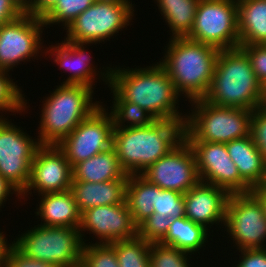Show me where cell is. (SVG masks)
I'll list each match as a JSON object with an SVG mask.
<instances>
[{
    "label": "cell",
    "instance_id": "obj_16",
    "mask_svg": "<svg viewBox=\"0 0 266 267\" xmlns=\"http://www.w3.org/2000/svg\"><path fill=\"white\" fill-rule=\"evenodd\" d=\"M72 180V166L58 146L41 145L34 155L29 183L21 193V199L32 194L31 190L38 192L39 197L45 193L70 190Z\"/></svg>",
    "mask_w": 266,
    "mask_h": 267
},
{
    "label": "cell",
    "instance_id": "obj_30",
    "mask_svg": "<svg viewBox=\"0 0 266 267\" xmlns=\"http://www.w3.org/2000/svg\"><path fill=\"white\" fill-rule=\"evenodd\" d=\"M96 0H58L56 5L42 18L45 27L60 24L66 29L70 24Z\"/></svg>",
    "mask_w": 266,
    "mask_h": 267
},
{
    "label": "cell",
    "instance_id": "obj_38",
    "mask_svg": "<svg viewBox=\"0 0 266 267\" xmlns=\"http://www.w3.org/2000/svg\"><path fill=\"white\" fill-rule=\"evenodd\" d=\"M5 267H59V266L25 256L13 245L8 254Z\"/></svg>",
    "mask_w": 266,
    "mask_h": 267
},
{
    "label": "cell",
    "instance_id": "obj_40",
    "mask_svg": "<svg viewBox=\"0 0 266 267\" xmlns=\"http://www.w3.org/2000/svg\"><path fill=\"white\" fill-rule=\"evenodd\" d=\"M22 14L11 0H0V26L16 20Z\"/></svg>",
    "mask_w": 266,
    "mask_h": 267
},
{
    "label": "cell",
    "instance_id": "obj_43",
    "mask_svg": "<svg viewBox=\"0 0 266 267\" xmlns=\"http://www.w3.org/2000/svg\"><path fill=\"white\" fill-rule=\"evenodd\" d=\"M6 237L4 236L3 232L0 231V267H5L8 254L10 252V249L13 247L12 244H7Z\"/></svg>",
    "mask_w": 266,
    "mask_h": 267
},
{
    "label": "cell",
    "instance_id": "obj_44",
    "mask_svg": "<svg viewBox=\"0 0 266 267\" xmlns=\"http://www.w3.org/2000/svg\"><path fill=\"white\" fill-rule=\"evenodd\" d=\"M251 192L259 199L260 203L263 206L264 215L266 217V187L261 185L253 188Z\"/></svg>",
    "mask_w": 266,
    "mask_h": 267
},
{
    "label": "cell",
    "instance_id": "obj_18",
    "mask_svg": "<svg viewBox=\"0 0 266 267\" xmlns=\"http://www.w3.org/2000/svg\"><path fill=\"white\" fill-rule=\"evenodd\" d=\"M229 195L223 188L199 181L184 193L185 217L207 230L220 222L224 225Z\"/></svg>",
    "mask_w": 266,
    "mask_h": 267
},
{
    "label": "cell",
    "instance_id": "obj_26",
    "mask_svg": "<svg viewBox=\"0 0 266 267\" xmlns=\"http://www.w3.org/2000/svg\"><path fill=\"white\" fill-rule=\"evenodd\" d=\"M155 199L156 184L150 183L141 174L129 175L125 201L137 226L154 213Z\"/></svg>",
    "mask_w": 266,
    "mask_h": 267
},
{
    "label": "cell",
    "instance_id": "obj_45",
    "mask_svg": "<svg viewBox=\"0 0 266 267\" xmlns=\"http://www.w3.org/2000/svg\"><path fill=\"white\" fill-rule=\"evenodd\" d=\"M13 4L23 13L29 14L32 0H11Z\"/></svg>",
    "mask_w": 266,
    "mask_h": 267
},
{
    "label": "cell",
    "instance_id": "obj_8",
    "mask_svg": "<svg viewBox=\"0 0 266 267\" xmlns=\"http://www.w3.org/2000/svg\"><path fill=\"white\" fill-rule=\"evenodd\" d=\"M130 0H96L71 24L65 37L69 42L99 44L129 26L134 16Z\"/></svg>",
    "mask_w": 266,
    "mask_h": 267
},
{
    "label": "cell",
    "instance_id": "obj_12",
    "mask_svg": "<svg viewBox=\"0 0 266 267\" xmlns=\"http://www.w3.org/2000/svg\"><path fill=\"white\" fill-rule=\"evenodd\" d=\"M184 139L194 153L200 181L223 188L229 194L251 192L229 157L226 144L194 141L185 131Z\"/></svg>",
    "mask_w": 266,
    "mask_h": 267
},
{
    "label": "cell",
    "instance_id": "obj_25",
    "mask_svg": "<svg viewBox=\"0 0 266 267\" xmlns=\"http://www.w3.org/2000/svg\"><path fill=\"white\" fill-rule=\"evenodd\" d=\"M209 231L202 225L196 224L188 218L172 219L171 225L161 244L173 246L186 253H199L198 250L205 246Z\"/></svg>",
    "mask_w": 266,
    "mask_h": 267
},
{
    "label": "cell",
    "instance_id": "obj_31",
    "mask_svg": "<svg viewBox=\"0 0 266 267\" xmlns=\"http://www.w3.org/2000/svg\"><path fill=\"white\" fill-rule=\"evenodd\" d=\"M8 72L0 69V112L22 113L26 110L27 100L19 86L10 79ZM0 117L5 116L1 114Z\"/></svg>",
    "mask_w": 266,
    "mask_h": 267
},
{
    "label": "cell",
    "instance_id": "obj_22",
    "mask_svg": "<svg viewBox=\"0 0 266 267\" xmlns=\"http://www.w3.org/2000/svg\"><path fill=\"white\" fill-rule=\"evenodd\" d=\"M39 207L36 208L40 216L39 225L53 227L79 228L81 213L70 190L64 192L45 193L40 197Z\"/></svg>",
    "mask_w": 266,
    "mask_h": 267
},
{
    "label": "cell",
    "instance_id": "obj_17",
    "mask_svg": "<svg viewBox=\"0 0 266 267\" xmlns=\"http://www.w3.org/2000/svg\"><path fill=\"white\" fill-rule=\"evenodd\" d=\"M81 238L83 231L94 234L100 244L128 240L137 236V225L125 202L117 205L96 206L81 213L79 227ZM83 233V234H82Z\"/></svg>",
    "mask_w": 266,
    "mask_h": 267
},
{
    "label": "cell",
    "instance_id": "obj_29",
    "mask_svg": "<svg viewBox=\"0 0 266 267\" xmlns=\"http://www.w3.org/2000/svg\"><path fill=\"white\" fill-rule=\"evenodd\" d=\"M110 244L115 248L119 267H150V242L136 236Z\"/></svg>",
    "mask_w": 266,
    "mask_h": 267
},
{
    "label": "cell",
    "instance_id": "obj_28",
    "mask_svg": "<svg viewBox=\"0 0 266 267\" xmlns=\"http://www.w3.org/2000/svg\"><path fill=\"white\" fill-rule=\"evenodd\" d=\"M113 107L111 115L114 128H137L151 125L156 119L145 109L137 104L123 100L112 88ZM127 121V122H126ZM129 123V125L124 123Z\"/></svg>",
    "mask_w": 266,
    "mask_h": 267
},
{
    "label": "cell",
    "instance_id": "obj_33",
    "mask_svg": "<svg viewBox=\"0 0 266 267\" xmlns=\"http://www.w3.org/2000/svg\"><path fill=\"white\" fill-rule=\"evenodd\" d=\"M80 267H119L115 248L109 243H85Z\"/></svg>",
    "mask_w": 266,
    "mask_h": 267
},
{
    "label": "cell",
    "instance_id": "obj_14",
    "mask_svg": "<svg viewBox=\"0 0 266 267\" xmlns=\"http://www.w3.org/2000/svg\"><path fill=\"white\" fill-rule=\"evenodd\" d=\"M45 25L40 17L22 14L0 26V69L10 71L15 65L36 57L43 43ZM43 28V29H42ZM27 59V60H26ZM29 59V60H28Z\"/></svg>",
    "mask_w": 266,
    "mask_h": 267
},
{
    "label": "cell",
    "instance_id": "obj_21",
    "mask_svg": "<svg viewBox=\"0 0 266 267\" xmlns=\"http://www.w3.org/2000/svg\"><path fill=\"white\" fill-rule=\"evenodd\" d=\"M226 149L241 178L252 189L264 184L266 161L251 135L226 143Z\"/></svg>",
    "mask_w": 266,
    "mask_h": 267
},
{
    "label": "cell",
    "instance_id": "obj_19",
    "mask_svg": "<svg viewBox=\"0 0 266 267\" xmlns=\"http://www.w3.org/2000/svg\"><path fill=\"white\" fill-rule=\"evenodd\" d=\"M86 45L88 43L62 40L61 43H57L55 46L51 45L50 49H45L46 52L44 53H50L51 57L54 56L53 60L59 65V69L71 72L70 76L61 84L85 85L94 89L93 84L96 79L97 69L92 64L91 56L87 54Z\"/></svg>",
    "mask_w": 266,
    "mask_h": 267
},
{
    "label": "cell",
    "instance_id": "obj_32",
    "mask_svg": "<svg viewBox=\"0 0 266 267\" xmlns=\"http://www.w3.org/2000/svg\"><path fill=\"white\" fill-rule=\"evenodd\" d=\"M189 257L191 254L173 246L160 242L150 243V267H190Z\"/></svg>",
    "mask_w": 266,
    "mask_h": 267
},
{
    "label": "cell",
    "instance_id": "obj_9",
    "mask_svg": "<svg viewBox=\"0 0 266 267\" xmlns=\"http://www.w3.org/2000/svg\"><path fill=\"white\" fill-rule=\"evenodd\" d=\"M186 37L219 50L239 47L237 0H199Z\"/></svg>",
    "mask_w": 266,
    "mask_h": 267
},
{
    "label": "cell",
    "instance_id": "obj_4",
    "mask_svg": "<svg viewBox=\"0 0 266 267\" xmlns=\"http://www.w3.org/2000/svg\"><path fill=\"white\" fill-rule=\"evenodd\" d=\"M159 64L171 78L179 95L189 102L203 99L207 93L219 53L216 47L187 37L171 38Z\"/></svg>",
    "mask_w": 266,
    "mask_h": 267
},
{
    "label": "cell",
    "instance_id": "obj_1",
    "mask_svg": "<svg viewBox=\"0 0 266 267\" xmlns=\"http://www.w3.org/2000/svg\"><path fill=\"white\" fill-rule=\"evenodd\" d=\"M147 67H103L105 71L99 75L123 100L139 105L156 120L185 123L186 115L180 113L176 105L180 95L165 69L158 62Z\"/></svg>",
    "mask_w": 266,
    "mask_h": 267
},
{
    "label": "cell",
    "instance_id": "obj_36",
    "mask_svg": "<svg viewBox=\"0 0 266 267\" xmlns=\"http://www.w3.org/2000/svg\"><path fill=\"white\" fill-rule=\"evenodd\" d=\"M250 135L266 161V106L253 110Z\"/></svg>",
    "mask_w": 266,
    "mask_h": 267
},
{
    "label": "cell",
    "instance_id": "obj_41",
    "mask_svg": "<svg viewBox=\"0 0 266 267\" xmlns=\"http://www.w3.org/2000/svg\"><path fill=\"white\" fill-rule=\"evenodd\" d=\"M58 2V0H32L29 15L43 18Z\"/></svg>",
    "mask_w": 266,
    "mask_h": 267
},
{
    "label": "cell",
    "instance_id": "obj_15",
    "mask_svg": "<svg viewBox=\"0 0 266 267\" xmlns=\"http://www.w3.org/2000/svg\"><path fill=\"white\" fill-rule=\"evenodd\" d=\"M141 175L164 190L183 194L200 181L194 153L185 139Z\"/></svg>",
    "mask_w": 266,
    "mask_h": 267
},
{
    "label": "cell",
    "instance_id": "obj_7",
    "mask_svg": "<svg viewBox=\"0 0 266 267\" xmlns=\"http://www.w3.org/2000/svg\"><path fill=\"white\" fill-rule=\"evenodd\" d=\"M13 241L25 256L59 267H79L83 245L79 228L35 225Z\"/></svg>",
    "mask_w": 266,
    "mask_h": 267
},
{
    "label": "cell",
    "instance_id": "obj_5",
    "mask_svg": "<svg viewBox=\"0 0 266 267\" xmlns=\"http://www.w3.org/2000/svg\"><path fill=\"white\" fill-rule=\"evenodd\" d=\"M44 99L39 143L57 145L102 104L93 102L94 90L85 85L61 84ZM100 103V104H99Z\"/></svg>",
    "mask_w": 266,
    "mask_h": 267
},
{
    "label": "cell",
    "instance_id": "obj_11",
    "mask_svg": "<svg viewBox=\"0 0 266 267\" xmlns=\"http://www.w3.org/2000/svg\"><path fill=\"white\" fill-rule=\"evenodd\" d=\"M17 127L0 117V176L21 194L29 183L31 164L41 144Z\"/></svg>",
    "mask_w": 266,
    "mask_h": 267
},
{
    "label": "cell",
    "instance_id": "obj_6",
    "mask_svg": "<svg viewBox=\"0 0 266 267\" xmlns=\"http://www.w3.org/2000/svg\"><path fill=\"white\" fill-rule=\"evenodd\" d=\"M190 104L194 108L186 114L184 131L194 141L226 144L250 135L252 110L217 106L204 99Z\"/></svg>",
    "mask_w": 266,
    "mask_h": 267
},
{
    "label": "cell",
    "instance_id": "obj_13",
    "mask_svg": "<svg viewBox=\"0 0 266 267\" xmlns=\"http://www.w3.org/2000/svg\"><path fill=\"white\" fill-rule=\"evenodd\" d=\"M106 110L101 105L57 144L72 167L112 146L114 122Z\"/></svg>",
    "mask_w": 266,
    "mask_h": 267
},
{
    "label": "cell",
    "instance_id": "obj_3",
    "mask_svg": "<svg viewBox=\"0 0 266 267\" xmlns=\"http://www.w3.org/2000/svg\"><path fill=\"white\" fill-rule=\"evenodd\" d=\"M205 101L224 107L255 110L262 106V83L240 48L220 50Z\"/></svg>",
    "mask_w": 266,
    "mask_h": 267
},
{
    "label": "cell",
    "instance_id": "obj_42",
    "mask_svg": "<svg viewBox=\"0 0 266 267\" xmlns=\"http://www.w3.org/2000/svg\"><path fill=\"white\" fill-rule=\"evenodd\" d=\"M12 191V192H11ZM16 194L18 198L21 199V194L16 188H14L8 181L0 176V208L6 202L9 197V194Z\"/></svg>",
    "mask_w": 266,
    "mask_h": 267
},
{
    "label": "cell",
    "instance_id": "obj_20",
    "mask_svg": "<svg viewBox=\"0 0 266 267\" xmlns=\"http://www.w3.org/2000/svg\"><path fill=\"white\" fill-rule=\"evenodd\" d=\"M127 181L128 178L100 183L72 181L70 192L76 201L78 211L82 213L96 206L125 202Z\"/></svg>",
    "mask_w": 266,
    "mask_h": 267
},
{
    "label": "cell",
    "instance_id": "obj_10",
    "mask_svg": "<svg viewBox=\"0 0 266 267\" xmlns=\"http://www.w3.org/2000/svg\"><path fill=\"white\" fill-rule=\"evenodd\" d=\"M224 229L236 249L266 248V217L259 199L252 193H232L227 200Z\"/></svg>",
    "mask_w": 266,
    "mask_h": 267
},
{
    "label": "cell",
    "instance_id": "obj_2",
    "mask_svg": "<svg viewBox=\"0 0 266 267\" xmlns=\"http://www.w3.org/2000/svg\"><path fill=\"white\" fill-rule=\"evenodd\" d=\"M184 139V122L156 120L137 128H114L113 142L127 175L141 174Z\"/></svg>",
    "mask_w": 266,
    "mask_h": 267
},
{
    "label": "cell",
    "instance_id": "obj_27",
    "mask_svg": "<svg viewBox=\"0 0 266 267\" xmlns=\"http://www.w3.org/2000/svg\"><path fill=\"white\" fill-rule=\"evenodd\" d=\"M158 10L171 29V38L186 37L193 26L199 0H156Z\"/></svg>",
    "mask_w": 266,
    "mask_h": 267
},
{
    "label": "cell",
    "instance_id": "obj_46",
    "mask_svg": "<svg viewBox=\"0 0 266 267\" xmlns=\"http://www.w3.org/2000/svg\"><path fill=\"white\" fill-rule=\"evenodd\" d=\"M262 105L266 106V82L262 84Z\"/></svg>",
    "mask_w": 266,
    "mask_h": 267
},
{
    "label": "cell",
    "instance_id": "obj_23",
    "mask_svg": "<svg viewBox=\"0 0 266 267\" xmlns=\"http://www.w3.org/2000/svg\"><path fill=\"white\" fill-rule=\"evenodd\" d=\"M72 171V181L100 183L129 177L122 169L113 146L87 160L78 162L72 167Z\"/></svg>",
    "mask_w": 266,
    "mask_h": 267
},
{
    "label": "cell",
    "instance_id": "obj_34",
    "mask_svg": "<svg viewBox=\"0 0 266 267\" xmlns=\"http://www.w3.org/2000/svg\"><path fill=\"white\" fill-rule=\"evenodd\" d=\"M154 213L158 216L176 219L185 216L184 194L174 190H164L156 185Z\"/></svg>",
    "mask_w": 266,
    "mask_h": 267
},
{
    "label": "cell",
    "instance_id": "obj_37",
    "mask_svg": "<svg viewBox=\"0 0 266 267\" xmlns=\"http://www.w3.org/2000/svg\"><path fill=\"white\" fill-rule=\"evenodd\" d=\"M247 54L250 64L258 80L266 82V44L263 45H239Z\"/></svg>",
    "mask_w": 266,
    "mask_h": 267
},
{
    "label": "cell",
    "instance_id": "obj_24",
    "mask_svg": "<svg viewBox=\"0 0 266 267\" xmlns=\"http://www.w3.org/2000/svg\"><path fill=\"white\" fill-rule=\"evenodd\" d=\"M239 45L266 44V0H237Z\"/></svg>",
    "mask_w": 266,
    "mask_h": 267
},
{
    "label": "cell",
    "instance_id": "obj_39",
    "mask_svg": "<svg viewBox=\"0 0 266 267\" xmlns=\"http://www.w3.org/2000/svg\"><path fill=\"white\" fill-rule=\"evenodd\" d=\"M241 259L235 267H266V248L265 249H242Z\"/></svg>",
    "mask_w": 266,
    "mask_h": 267
},
{
    "label": "cell",
    "instance_id": "obj_35",
    "mask_svg": "<svg viewBox=\"0 0 266 267\" xmlns=\"http://www.w3.org/2000/svg\"><path fill=\"white\" fill-rule=\"evenodd\" d=\"M172 219L153 213L137 226V236L150 243L160 242L167 234Z\"/></svg>",
    "mask_w": 266,
    "mask_h": 267
}]
</instances>
